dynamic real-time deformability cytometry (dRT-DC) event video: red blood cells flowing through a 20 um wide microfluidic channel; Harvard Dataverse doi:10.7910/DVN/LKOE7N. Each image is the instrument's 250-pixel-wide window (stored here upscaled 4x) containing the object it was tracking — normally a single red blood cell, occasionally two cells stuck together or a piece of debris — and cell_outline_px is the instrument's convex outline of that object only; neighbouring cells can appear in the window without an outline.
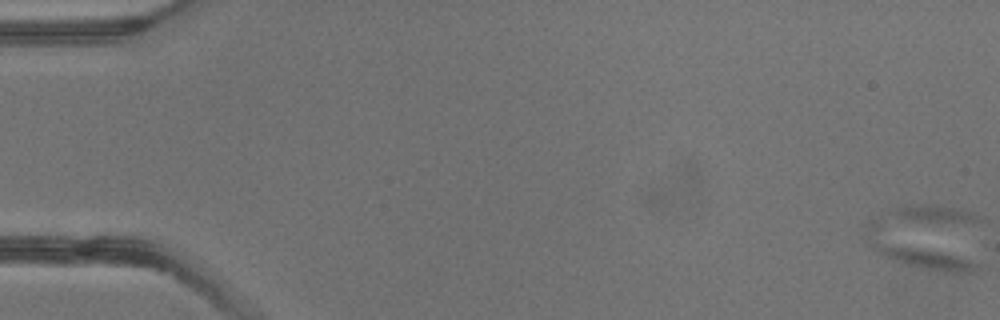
{"species": "common noctule bat (a hibernating species)", "species_latin": "Nyctalus noctula", "temperature_condition": "warm", "stored_images_in_passage": 4, "camera_frame_rate_fps": 3000, "um_per_image_px": 0.085, "animal": {"sex": "male", "body_mass_g": 13.3}, "frame": {"image": 1, "passage_image": 1, "time_ms": 0.0, "image_size_px": [1000, 320], "cell_outline_px": [[980, 264], [976, 272], [948, 272], [920, 268], [904, 264], [892, 260], [872, 248], [868, 244], [864, 224], [868, 220], [880, 220]], "centroid_in_image_um": [77.72, 21.21], "position_along_channel_um": 7.3, "area_um2": 21.1}}